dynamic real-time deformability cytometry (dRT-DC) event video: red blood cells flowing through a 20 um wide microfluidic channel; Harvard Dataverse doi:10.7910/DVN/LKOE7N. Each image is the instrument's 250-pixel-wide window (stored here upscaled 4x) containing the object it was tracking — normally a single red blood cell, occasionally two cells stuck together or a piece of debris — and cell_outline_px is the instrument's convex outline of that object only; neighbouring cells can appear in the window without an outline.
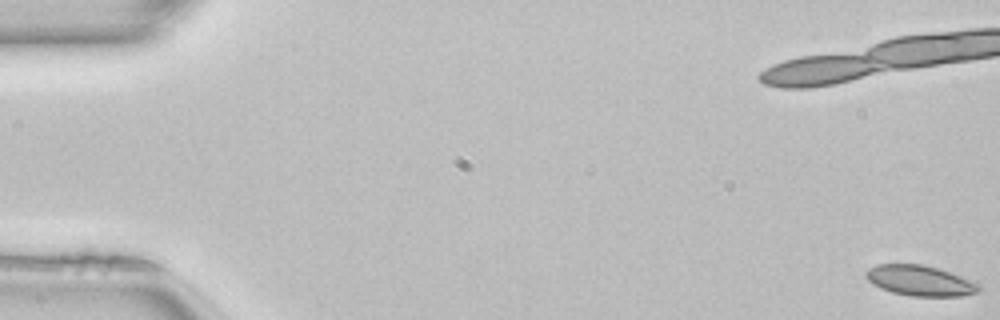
{"species": "common noctule bat (a hibernating species)", "species_latin": "Nyctalus noctula", "temperature_condition": "room temperature", "stored_images_in_passage": 20, "camera_frame_rate_fps": 3000, "um_per_image_px": 0.085, "animal": {"sex": "female", "body_mass_g": 22.7, "forearm_length_mm": 54.2}, "frame": {"image": 1, "passage_image": 1, "time_ms": 0.0, "image_size_px": [1000, 320], "cell_outline_px": [[980, 288], [976, 292], [960, 296], [912, 296], [892, 292], [880, 288], [872, 284], [864, 276], [864, 272], [868, 268], [876, 264], [924, 264], [960, 276], [980, 284]], "centroid_in_image_um": [78.13, 23.85], "position_along_channel_um": 6.9, "area_um2": 19.94}}